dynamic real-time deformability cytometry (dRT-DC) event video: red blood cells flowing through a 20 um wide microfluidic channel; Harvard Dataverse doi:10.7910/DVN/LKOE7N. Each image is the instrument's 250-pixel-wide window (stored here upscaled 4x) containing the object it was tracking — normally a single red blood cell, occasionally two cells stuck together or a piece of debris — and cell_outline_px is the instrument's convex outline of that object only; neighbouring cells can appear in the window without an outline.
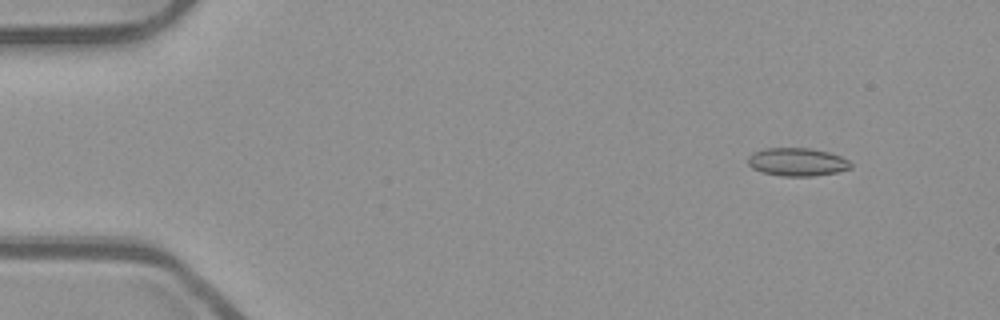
{"species": "common noctule bat (a hibernating species)", "species_latin": "Nyctalus noctula", "temperature_condition": "room temperature", "stored_images_in_passage": 54, "camera_frame_rate_fps": 3000, "um_per_image_px": 0.085, "animal": {"sex": "male", "body_mass_g": 23.1, "forearm_length_mm": 52.7}, "frame": {"image": 1, "passage_image": 6, "time_ms": 1.667, "image_size_px": [1000, 320], "cell_outline_px": [[852, 168], [836, 172], [812, 176], [784, 176], [760, 172], [752, 168], [748, 164], [748, 156], [752, 152], [764, 148], [808, 148], [828, 152], [840, 156], [848, 160], [852, 164]], "centroid_in_image_um": [67.73, 13.76], "position_along_channel_um": 17.3, "area_um2": 16.88}}
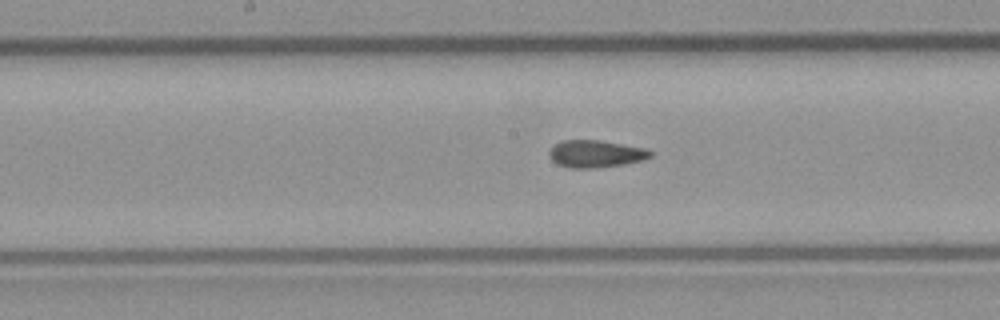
{"frame": {"image": 2, "passage_image": 28, "time_ms": 9.0, "image_size_px": [1000, 320], "cell_outline_px": [[652, 156], [640, 160], [624, 164], [592, 168], [572, 168], [556, 164], [548, 156], [548, 152], [556, 144], [564, 140], [600, 140], [648, 148], [652, 152]], "centroid_in_image_um": [50.63, 13.07], "position_along_channel_um": 197.6, "area_um2": 16.07}}
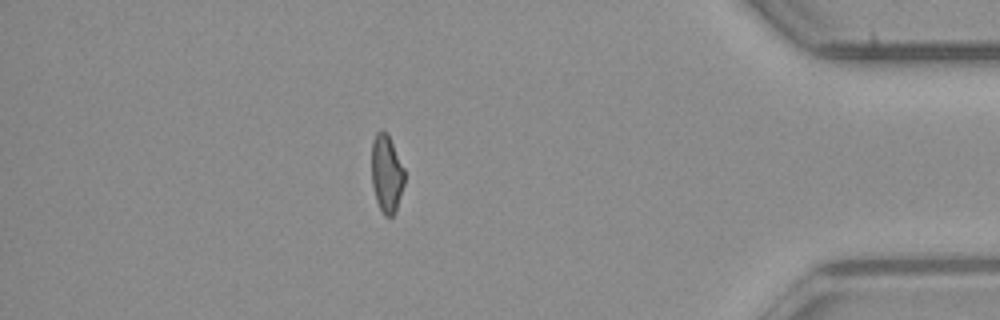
{"frame": {"image": 3, "passage_image": 47, "time_ms": 15.333, "image_size_px": [1000, 320], "cell_outline_px": [[404, 184], [396, 212], [392, 216], [384, 216], [376, 200], [372, 184], [372, 140], [376, 132], [380, 128], [388, 132], [404, 168]], "centroid_in_image_um": [32.86, 14.72], "position_along_channel_um": 402.3, "area_um2": 15.14}, "authors_computed_cell_mechanics": {"area_um2": 16.0395, "velocity_mm_per_s": 3.9055, "shape_relaxation_time_tau1_ms": null, "shape_relaxation_time_tau2_ms": 2.3477, "deformation_change_tau1": null, "deformation_change_tau2": 0.0841}}